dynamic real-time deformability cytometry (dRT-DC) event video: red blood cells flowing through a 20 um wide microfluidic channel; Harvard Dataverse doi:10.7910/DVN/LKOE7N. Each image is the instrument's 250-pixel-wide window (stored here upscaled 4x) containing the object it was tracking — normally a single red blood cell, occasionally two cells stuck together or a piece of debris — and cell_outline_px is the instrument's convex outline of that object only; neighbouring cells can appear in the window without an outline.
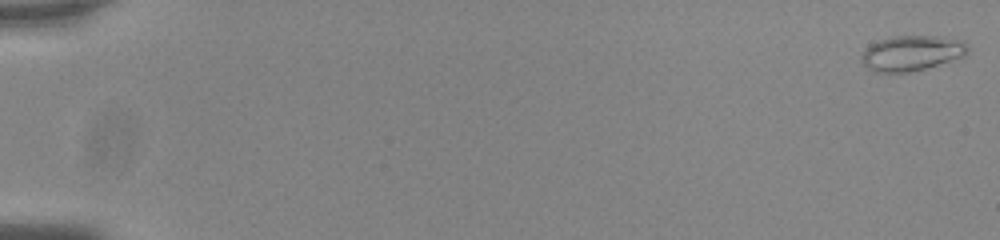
{"species": "common noctule bat (a hibernating species)", "species_latin": "Nyctalus noctula", "temperature_condition": "room temperature", "stored_images_in_passage": 56, "camera_frame_rate_fps": 3000, "um_per_image_px": 0.085, "animal": {"sex": "male", "body_mass_g": 20.0, "forearm_length_mm": 53.3}, "frame": {"image": 1, "passage_image": 1, "time_ms": 0.0, "image_size_px": [1000, 240], "cell_outline_px": [[968, 52], [964, 56], [924, 68], [908, 72], [872, 72], [860, 60], [860, 56], [864, 48], [868, 44], [892, 36], [940, 36], [960, 40], [968, 44]], "centroid_in_image_um": [77.44, 4.5], "position_along_channel_um": 7.6, "area_um2": 21.85}}
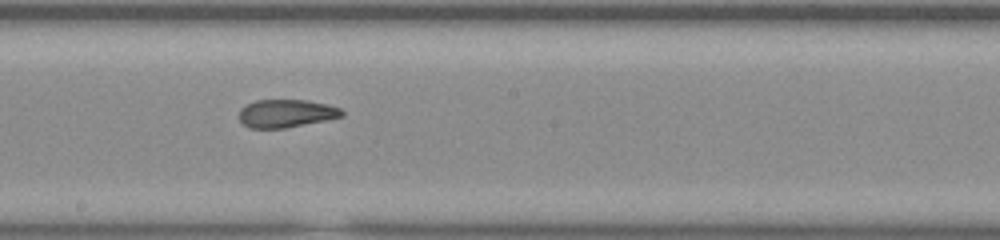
{"frame": {"image": 2, "passage_image": 33, "time_ms": 10.667, "image_size_px": [1000, 240], "cell_outline_px": [[344, 116], [284, 128], [248, 128], [240, 120], [240, 108], [256, 100], [308, 100], [328, 104], [340, 108], [344, 112]], "centroid_in_image_um": [24.33, 9.63], "position_along_channel_um": 223.9, "area_um2": 16.65}}
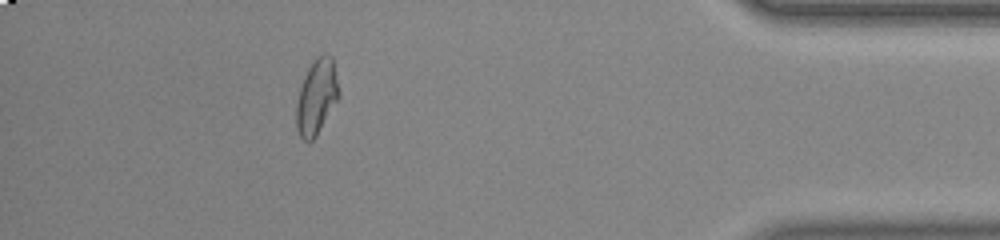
{"frame": {"image": 3, "passage_image": 51, "time_ms": 16.667, "image_size_px": [1000, 240], "cell_outline_px": [[340, 96], [316, 136], [308, 144], [300, 136], [296, 128], [296, 104], [300, 88], [304, 76], [308, 68], [316, 56], [324, 52], [332, 56], [340, 92]], "centroid_in_image_um": [26.91, 8.22], "position_along_channel_um": 408.3, "area_um2": 18.79}, "authors_computed_cell_mechanics": {"area_um2": 18.4382, "velocity_mm_per_s": 3.7705, "shape_relaxation_time_tau1_ms": null, "shape_relaxation_time_tau2_ms": 1.0219, "deformation_change_tau1": null, "deformation_change_tau2": 0.0749}}